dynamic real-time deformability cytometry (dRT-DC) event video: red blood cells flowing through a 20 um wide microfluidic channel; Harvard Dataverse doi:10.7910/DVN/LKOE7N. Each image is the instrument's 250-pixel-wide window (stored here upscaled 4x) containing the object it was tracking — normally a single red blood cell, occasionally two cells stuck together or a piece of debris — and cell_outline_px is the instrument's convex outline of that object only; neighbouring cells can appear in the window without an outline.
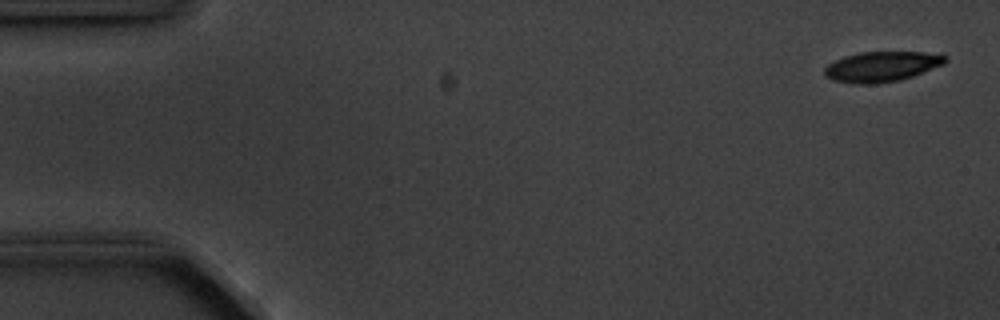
{"species": "common noctule bat (a hibernating species)", "species_latin": "Nyctalus noctula", "temperature_condition": "cold", "stored_images_in_passage": 5, "camera_frame_rate_fps": 3000, "um_per_image_px": 0.085, "animal": {"sex": "male", "body_mass_g": 20.1, "forearm_length_mm": 53.5}, "frame": {"image": 1, "passage_image": 1, "time_ms": 0.0, "image_size_px": [1000, 320], "cell_outline_px": [[948, 60], [944, 64], [912, 76], [900, 80], [872, 84], [856, 84], [832, 80], [824, 76], [824, 68], [828, 64], [844, 56], [860, 52], [924, 52], [944, 56]], "centroid_in_image_um": [74.9, 5.66], "position_along_channel_um": 10.1, "area_um2": 21.15}}
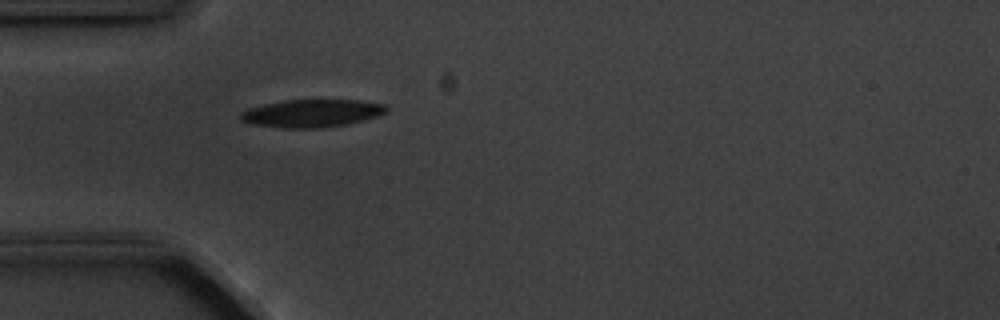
{"frame": {"image": 2, "passage_image": 5, "time_ms": 4.667, "image_size_px": [1000, 320], "cell_outline_px": [[388, 112], [380, 116], [344, 124], [320, 128], [284, 128], [248, 124], [240, 120], [240, 112], [248, 108], [264, 104], [284, 100], [360, 100], [384, 104], [388, 108]], "centroid_in_image_um": [26.48, 9.63], "position_along_channel_um": 58.5, "area_um2": 23.76}}